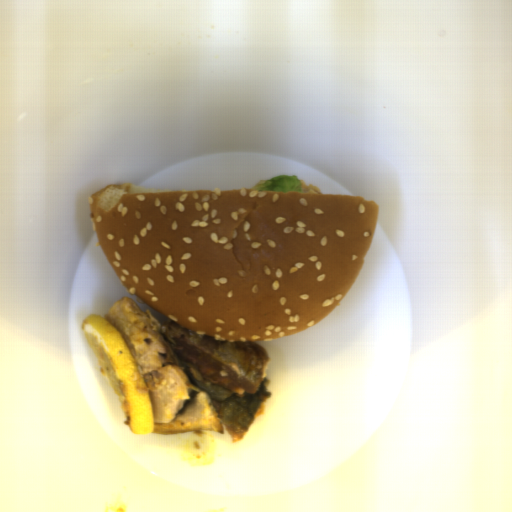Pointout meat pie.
<instances>
[{"mask_svg":"<svg viewBox=\"0 0 512 512\" xmlns=\"http://www.w3.org/2000/svg\"><path fill=\"white\" fill-rule=\"evenodd\" d=\"M298 180L301 184L302 194H321L320 186L316 183H305L299 178Z\"/></svg>","mask_w":512,"mask_h":512,"instance_id":"obj_1","label":"meat pie"}]
</instances>
